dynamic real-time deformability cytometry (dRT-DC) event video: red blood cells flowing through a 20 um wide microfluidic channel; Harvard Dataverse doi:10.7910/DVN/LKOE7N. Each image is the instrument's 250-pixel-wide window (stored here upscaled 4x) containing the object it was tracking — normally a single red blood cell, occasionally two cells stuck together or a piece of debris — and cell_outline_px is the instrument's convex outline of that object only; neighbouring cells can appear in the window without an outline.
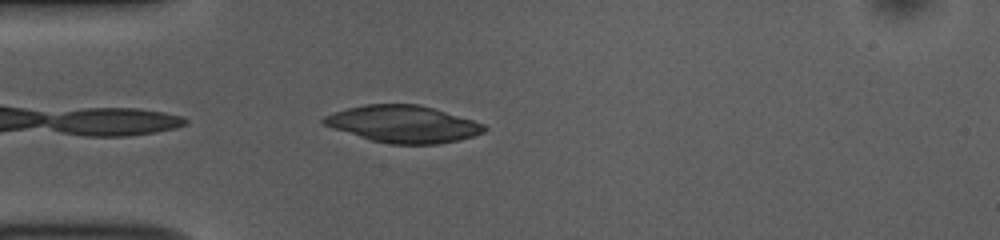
{"species": "common noctule bat (a hibernating species)", "species_latin": "Nyctalus noctula", "temperature_condition": "room temperature", "stored_images_in_passage": 25, "camera_frame_rate_fps": 3000, "um_per_image_px": 0.085, "animal": {"sex": "female", "body_mass_g": 10.0, "forearm_length_mm": 53.1}, "frame": {"image": 1, "passage_image": 2, "time_ms": 0.333, "image_size_px": [1000, 240], "cell_outline_px": [[488, 128], [484, 132], [460, 140], [436, 144], [392, 144], [372, 140], [332, 128], [324, 124], [320, 120], [324, 116], [348, 108], [364, 104], [420, 104], [472, 120], [484, 124]], "centroid_in_image_um": [34.28, 10.54], "position_along_channel_um": 50.7, "area_um2": 34.33}}
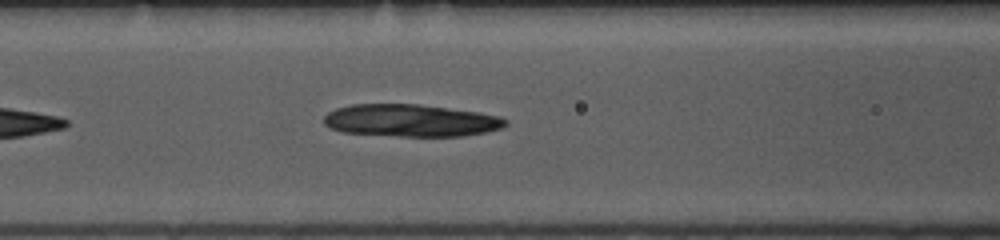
{"frame": {"image": 2, "passage_image": 9, "time_ms": 2.667, "image_size_px": [1000, 240], "cell_outline_px": [[508, 124], [500, 128], [484, 132], [464, 136], [400, 136], [344, 132], [332, 128], [324, 124], [324, 116], [328, 112], [336, 108], [352, 104], [420, 104], [480, 112], [500, 116], [508, 120]], "centroid_in_image_um": [34.94, 10.23], "position_along_channel_um": 131.7, "area_um2": 34.22}}
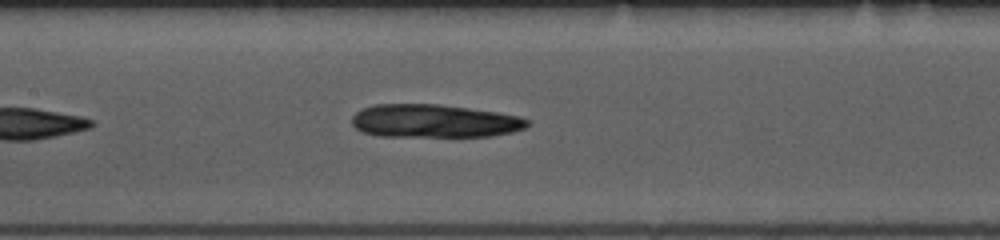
{"frame": {"image": 3, "passage_image": 12, "time_ms": 3.667, "image_size_px": [1000, 240], "cell_outline_px": [[532, 124], [528, 128], [512, 132], [492, 136], [380, 136], [364, 132], [356, 128], [352, 124], [352, 116], [356, 112], [364, 108], [376, 104], [440, 104], [496, 112], [520, 116], [528, 120]], "centroid_in_image_um": [36.95, 10.29], "position_along_channel_um": 170.4, "area_um2": 33.99}}